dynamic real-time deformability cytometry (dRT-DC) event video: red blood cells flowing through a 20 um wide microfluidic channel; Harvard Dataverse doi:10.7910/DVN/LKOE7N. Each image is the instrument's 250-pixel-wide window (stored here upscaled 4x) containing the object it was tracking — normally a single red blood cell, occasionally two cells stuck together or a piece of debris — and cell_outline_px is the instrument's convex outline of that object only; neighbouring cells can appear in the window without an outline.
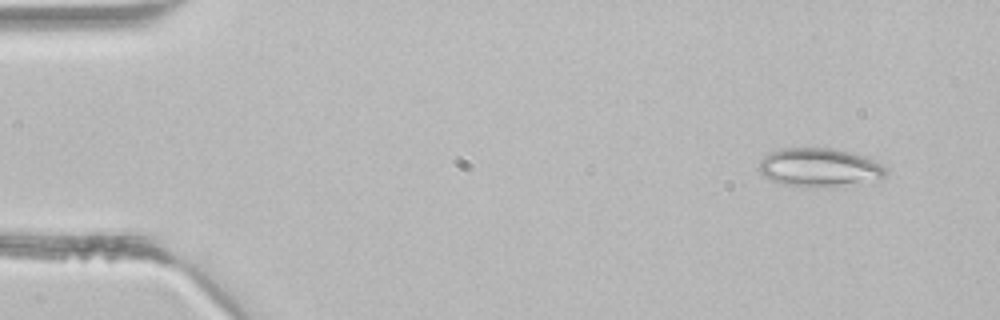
{"species": "common noctule bat (a hibernating species)", "species_latin": "Nyctalus noctula", "temperature_condition": "room temperature", "stored_images_in_passage": 3, "camera_frame_rate_fps": 3000, "um_per_image_px": 0.085, "animal": {"sex": "male", "body_mass_g": 21.5, "forearm_length_mm": 52.0}, "frame": {"image": 1, "passage_image": 1, "time_ms": 0.0, "image_size_px": [1000, 320], "cell_outline_px": [[888, 168], [880, 184], [816, 188], [804, 188], [784, 184], [772, 180], [764, 176], [760, 172], [760, 160], [764, 156], [780, 148], [832, 148], [852, 152], [868, 156]], "centroid_in_image_um": [69.8, 14.28], "position_along_channel_um": 15.2, "area_um2": 29.82}}